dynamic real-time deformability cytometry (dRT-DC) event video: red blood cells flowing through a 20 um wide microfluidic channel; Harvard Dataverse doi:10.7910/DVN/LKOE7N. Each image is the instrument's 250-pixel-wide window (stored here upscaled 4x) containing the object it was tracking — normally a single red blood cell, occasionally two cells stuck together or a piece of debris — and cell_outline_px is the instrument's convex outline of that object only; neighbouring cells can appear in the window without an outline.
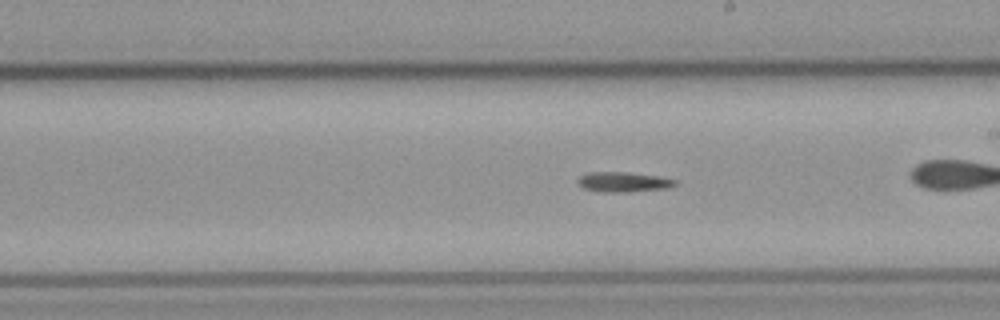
{"species": "common noctule bat (a hibernating species)", "species_latin": "Nyctalus noctula", "temperature_condition": "cold", "stored_images_in_passage": 54, "camera_frame_rate_fps": 3000, "um_per_image_px": 0.085, "animal": {"sex": "male", "body_mass_g": 23.1, "forearm_length_mm": 52.7}, "frame": {"image": 1, "passage_image": 29, "time_ms": 9.333, "image_size_px": [1000, 320], "cell_outline_px": [[680, 180], [676, 184], [668, 188], [628, 192], [604, 192], [584, 188], [576, 180], [580, 176], [588, 172], [628, 172], [660, 176]], "centroid_in_image_um": [53.04, 15.46], "position_along_channel_um": 236.0, "area_um2": 11.44}}
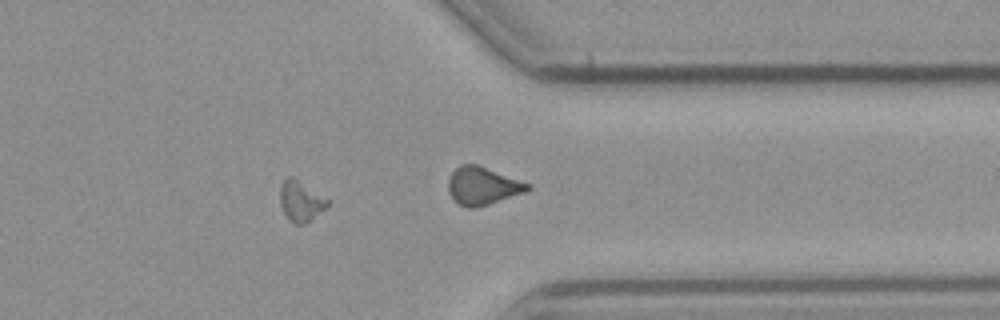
{"frame": {"image": 2, "passage_image": 42, "time_ms": 13.667, "image_size_px": [1000, 320], "cell_outline_px": [[332, 200], [324, 208], [304, 224], [292, 224], [288, 220], [280, 204], [280, 188], [284, 180], [288, 176], [292, 176]], "centroid_in_image_um": [25.56, 17.08], "position_along_channel_um": 385.8, "area_um2": 11.21}}
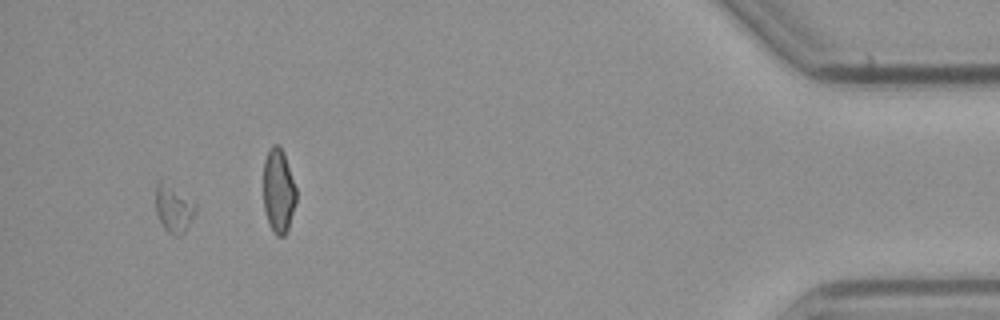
{"frame": {"image": 3, "passage_image": 50, "time_ms": 16.333, "image_size_px": [1000, 320], "cell_outline_px": [[196, 212], [184, 232], [180, 236], [176, 236], [168, 232], [164, 228], [156, 212], [156, 184], [160, 180], [196, 204]], "centroid_in_image_um": [14.76, 17.79], "position_along_channel_um": 420.4, "area_um2": 10.52}}